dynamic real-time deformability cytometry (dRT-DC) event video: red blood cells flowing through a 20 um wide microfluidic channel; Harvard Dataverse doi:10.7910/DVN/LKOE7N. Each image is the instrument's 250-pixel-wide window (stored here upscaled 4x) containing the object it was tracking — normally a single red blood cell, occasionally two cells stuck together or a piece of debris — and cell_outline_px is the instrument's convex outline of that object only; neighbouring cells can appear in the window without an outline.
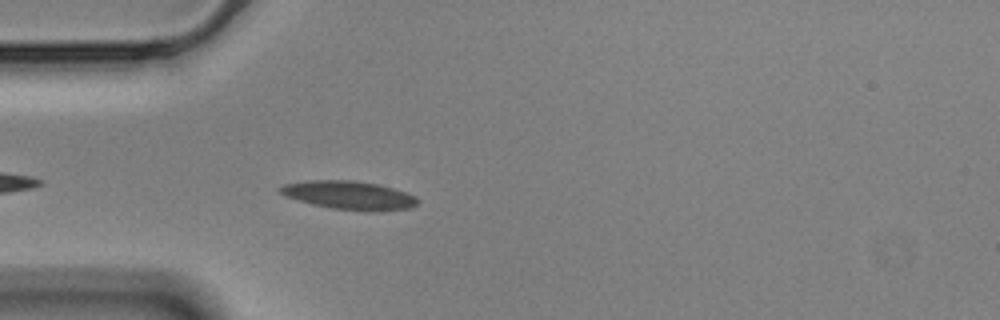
{"species": "Egyptian fruit bat (a non-hibernating species)", "species_latin": "Rousettus aegyptiacus", "temperature_condition": "cold", "stored_images_in_passage": 8, "camera_frame_rate_fps": 3000, "um_per_image_px": 0.085, "animal": {"sex": "male"}, "frame": {"image": 1, "passage_image": 4, "time_ms": 1.0, "image_size_px": [1000, 320], "cell_outline_px": [[420, 200], [412, 208], [376, 212], [368, 212], [332, 208], [312, 204], [284, 196], [276, 188], [284, 184], [308, 180], [352, 180], [380, 184], [416, 196]], "centroid_in_image_um": [29.69, 16.6], "position_along_channel_um": 55.3, "area_um2": 23.12}}
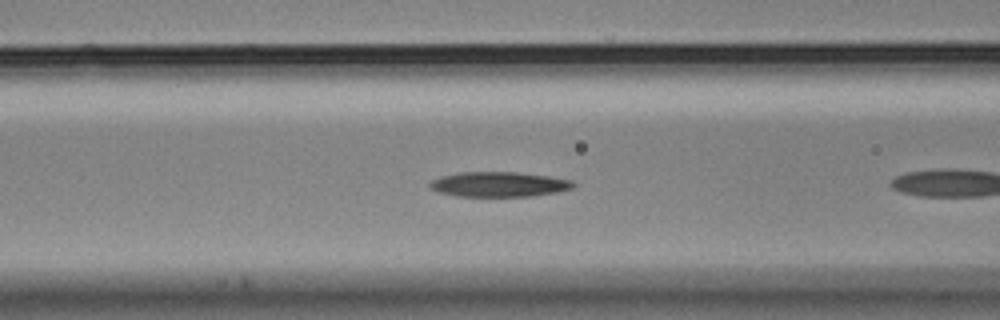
{"frame": {"image": 2, "passage_image": 7, "time_ms": 2.0, "image_size_px": [1000, 320], "cell_outline_px": [[576, 184], [572, 188], [556, 192], [532, 196], [456, 196], [440, 192], [428, 188], [428, 184], [432, 180], [440, 176], [460, 172], [516, 172], [548, 176], [572, 180]], "centroid_in_image_um": [42.38, 15.66], "position_along_channel_um": 124.2, "area_um2": 20.87}}